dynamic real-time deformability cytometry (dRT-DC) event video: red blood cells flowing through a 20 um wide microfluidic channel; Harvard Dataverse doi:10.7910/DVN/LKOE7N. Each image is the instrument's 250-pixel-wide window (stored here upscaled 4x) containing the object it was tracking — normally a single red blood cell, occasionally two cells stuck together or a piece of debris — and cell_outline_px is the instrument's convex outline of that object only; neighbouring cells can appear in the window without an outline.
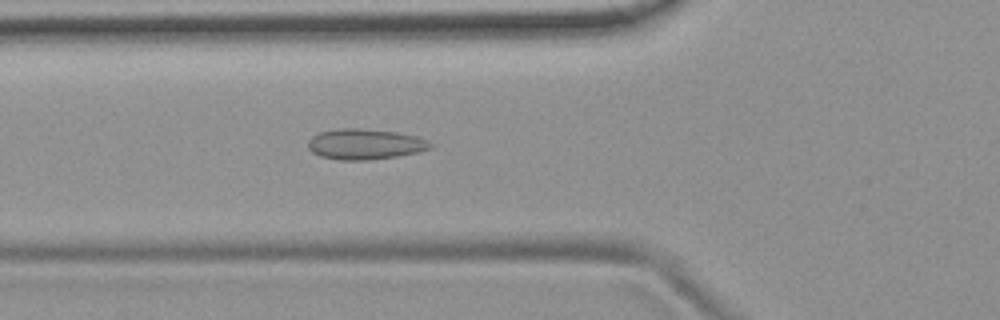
{"species": "common noctule bat (a hibernating species)", "species_latin": "Nyctalus noctula", "temperature_condition": "room temperature", "stored_images_in_passage": 45, "camera_frame_rate_fps": 3000, "um_per_image_px": 0.085, "animal": {"sex": "female", "body_mass_g": 19.9}, "frame": {"image": 1, "passage_image": 18, "time_ms": 5.667, "image_size_px": [1000, 320], "cell_outline_px": [[436, 144], [432, 148], [416, 152], [396, 156], [368, 160], [340, 160], [320, 156], [312, 152], [308, 148], [308, 140], [312, 136], [320, 132], [340, 128], [356, 128], [396, 132], [416, 136], [428, 140]], "centroid_in_image_um": [31.03, 12.25], "position_along_channel_um": 94.8, "area_um2": 21.79}}
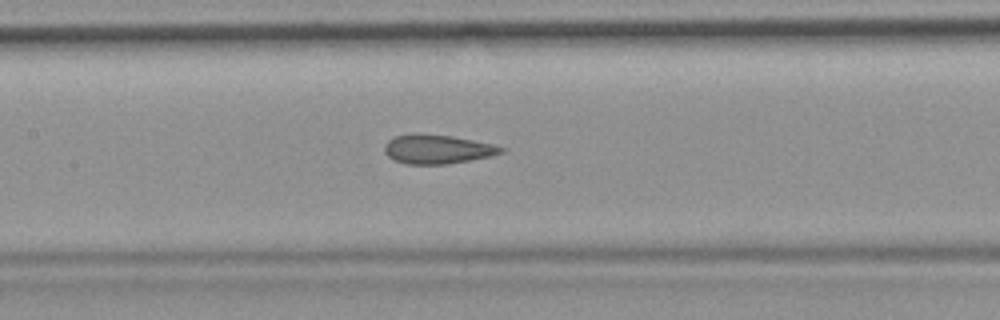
{"frame": {"image": 2, "passage_image": 24, "time_ms": 7.667, "image_size_px": [1000, 320], "cell_outline_px": [[504, 152], [492, 156], [448, 164], [408, 164], [396, 160], [388, 156], [384, 152], [384, 144], [388, 140], [396, 136], [416, 132], [452, 136], [492, 144], [504, 148]], "centroid_in_image_um": [37.16, 12.67], "position_along_channel_um": 170.2, "area_um2": 19.83}}
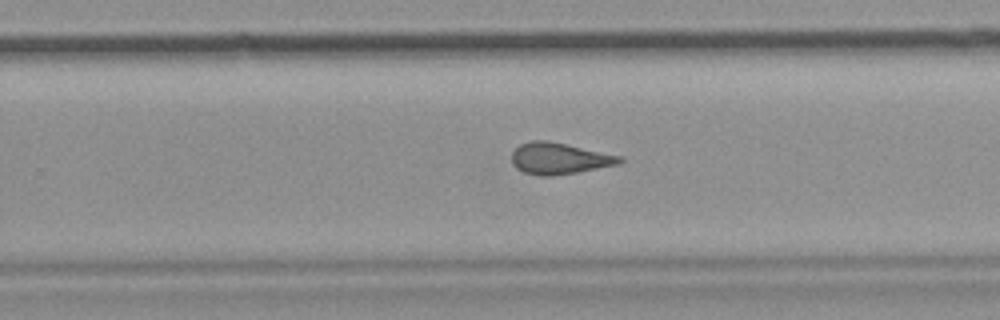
{"frame": {"image": 3, "passage_image": 33, "time_ms": 10.667, "image_size_px": [1000, 320], "cell_outline_px": [[624, 160], [620, 164], [576, 172], [552, 176], [540, 176], [524, 172], [516, 168], [512, 164], [512, 152], [520, 144], [532, 140], [548, 140], [624, 156]], "centroid_in_image_um": [47.56, 13.46], "position_along_channel_um": 282.2, "area_um2": 19.94}, "authors_computed_cell_mechanics": {"area_um2": 19.941, "velocity_mm_per_s": 3.7587, "shape_relaxation_time_tau1_ms": null, "shape_relaxation_time_tau2_ms": 1.8258, "deformation_change_tau1": null, "deformation_change_tau2": 0.0847}}